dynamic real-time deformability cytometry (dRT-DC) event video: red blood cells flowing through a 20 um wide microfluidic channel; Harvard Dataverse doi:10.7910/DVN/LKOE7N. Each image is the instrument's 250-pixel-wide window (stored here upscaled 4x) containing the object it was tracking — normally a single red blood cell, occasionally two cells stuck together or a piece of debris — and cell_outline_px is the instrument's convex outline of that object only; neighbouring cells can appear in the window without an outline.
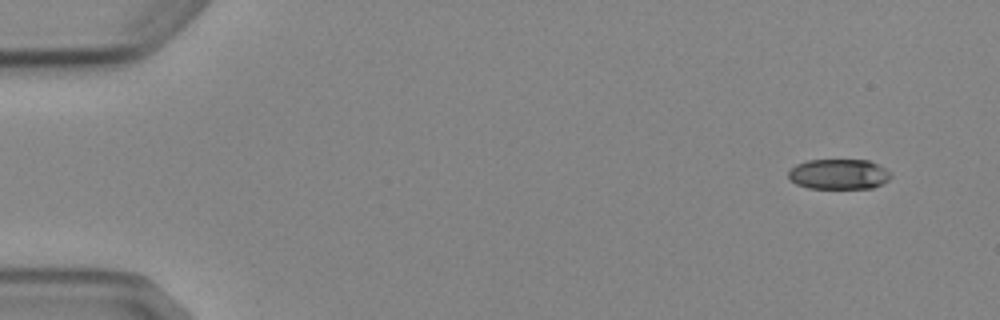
{"species": "Egyptian fruit bat (a non-hibernating species)", "species_latin": "Rousettus aegyptiacus", "temperature_condition": "cold", "stored_images_in_passage": 5, "camera_frame_rate_fps": 3000, "um_per_image_px": 0.085, "animal": {"sex": "female"}, "frame": {"image": 1, "passage_image": 1, "time_ms": 0.0, "image_size_px": [1000, 320], "cell_outline_px": [[892, 176], [888, 180], [872, 188], [808, 188], [796, 184], [788, 180], [788, 172], [796, 164], [808, 160], [868, 160], [884, 168]], "centroid_in_image_um": [71.25, 14.81], "position_along_channel_um": 13.8, "area_um2": 17.98}}
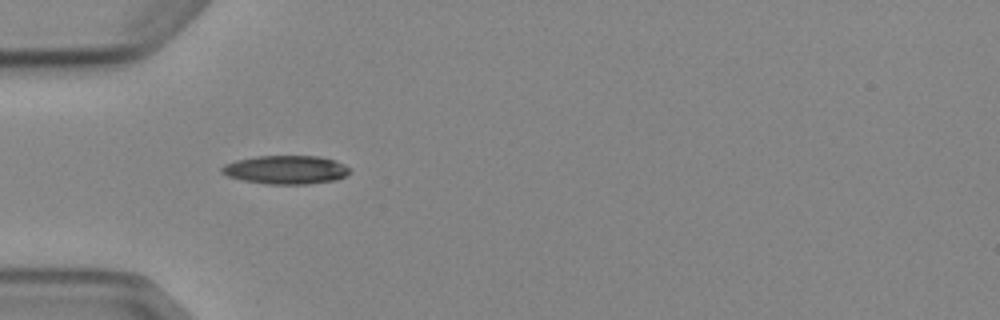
{"frame": {"image": 2, "passage_image": 4, "time_ms": 4.333, "image_size_px": [1000, 320], "cell_outline_px": [[352, 172], [336, 180], [308, 184], [268, 184], [244, 180], [228, 176], [220, 172], [220, 168], [224, 164], [236, 160], [256, 156], [316, 156], [336, 160], [344, 164]], "centroid_in_image_um": [24.3, 14.42], "position_along_channel_um": 60.7, "area_um2": 21.33}}
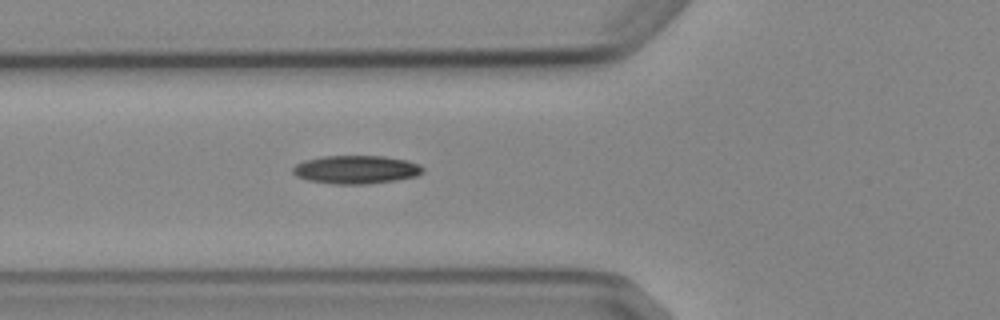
{"frame": {"image": 3, "passage_image": 5, "time_ms": 5.333, "image_size_px": [1000, 320], "cell_outline_px": [[424, 172], [416, 176], [396, 180], [368, 184], [336, 184], [308, 180], [296, 176], [292, 172], [292, 168], [296, 164], [304, 160], [324, 156], [384, 156], [408, 160], [420, 164], [424, 168]], "centroid_in_image_um": [30.29, 14.41], "position_along_channel_um": 95.5, "area_um2": 21.56}}